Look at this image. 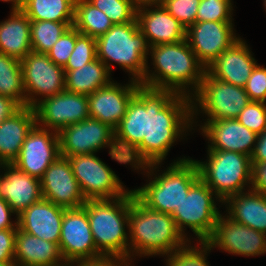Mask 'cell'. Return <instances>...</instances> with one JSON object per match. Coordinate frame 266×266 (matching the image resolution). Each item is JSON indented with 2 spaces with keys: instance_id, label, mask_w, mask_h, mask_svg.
I'll list each match as a JSON object with an SVG mask.
<instances>
[{
  "instance_id": "cell-1",
  "label": "cell",
  "mask_w": 266,
  "mask_h": 266,
  "mask_svg": "<svg viewBox=\"0 0 266 266\" xmlns=\"http://www.w3.org/2000/svg\"><path fill=\"white\" fill-rule=\"evenodd\" d=\"M191 120L190 97L140 85L114 129L118 154L135 169L149 167L152 176L177 137L193 124Z\"/></svg>"
},
{
  "instance_id": "cell-2",
  "label": "cell",
  "mask_w": 266,
  "mask_h": 266,
  "mask_svg": "<svg viewBox=\"0 0 266 266\" xmlns=\"http://www.w3.org/2000/svg\"><path fill=\"white\" fill-rule=\"evenodd\" d=\"M149 48L157 74L149 73L147 66L140 84L193 98L186 89L192 85V90H195L193 96L197 93L206 67L198 60L186 39L178 43L154 45Z\"/></svg>"
},
{
  "instance_id": "cell-3",
  "label": "cell",
  "mask_w": 266,
  "mask_h": 266,
  "mask_svg": "<svg viewBox=\"0 0 266 266\" xmlns=\"http://www.w3.org/2000/svg\"><path fill=\"white\" fill-rule=\"evenodd\" d=\"M129 232V246L132 245L129 259L131 251L139 256L169 255L189 241L179 232L170 214L147 208L133 190H130Z\"/></svg>"
},
{
  "instance_id": "cell-4",
  "label": "cell",
  "mask_w": 266,
  "mask_h": 266,
  "mask_svg": "<svg viewBox=\"0 0 266 266\" xmlns=\"http://www.w3.org/2000/svg\"><path fill=\"white\" fill-rule=\"evenodd\" d=\"M96 249L103 257L129 260V243L125 224L129 228L130 190L114 199L87 200L83 205Z\"/></svg>"
},
{
  "instance_id": "cell-5",
  "label": "cell",
  "mask_w": 266,
  "mask_h": 266,
  "mask_svg": "<svg viewBox=\"0 0 266 266\" xmlns=\"http://www.w3.org/2000/svg\"><path fill=\"white\" fill-rule=\"evenodd\" d=\"M97 58L109 70V61L121 65L131 73L132 80L141 82L147 69L149 45L140 31L137 19L125 24L113 25L104 35L96 39Z\"/></svg>"
},
{
  "instance_id": "cell-6",
  "label": "cell",
  "mask_w": 266,
  "mask_h": 266,
  "mask_svg": "<svg viewBox=\"0 0 266 266\" xmlns=\"http://www.w3.org/2000/svg\"><path fill=\"white\" fill-rule=\"evenodd\" d=\"M199 178L195 160L182 158L162 175H156L154 180L133 191L147 208L172 215Z\"/></svg>"
},
{
  "instance_id": "cell-7",
  "label": "cell",
  "mask_w": 266,
  "mask_h": 266,
  "mask_svg": "<svg viewBox=\"0 0 266 266\" xmlns=\"http://www.w3.org/2000/svg\"><path fill=\"white\" fill-rule=\"evenodd\" d=\"M208 161H196L200 179L223 202L230 195L243 192L251 184L250 156L234 151L207 150Z\"/></svg>"
},
{
  "instance_id": "cell-8",
  "label": "cell",
  "mask_w": 266,
  "mask_h": 266,
  "mask_svg": "<svg viewBox=\"0 0 266 266\" xmlns=\"http://www.w3.org/2000/svg\"><path fill=\"white\" fill-rule=\"evenodd\" d=\"M193 97L196 102L192 101V116L198 114L196 106L199 104V108L209 117L206 123L220 119H236L251 101L244 87L211 77L207 72Z\"/></svg>"
},
{
  "instance_id": "cell-9",
  "label": "cell",
  "mask_w": 266,
  "mask_h": 266,
  "mask_svg": "<svg viewBox=\"0 0 266 266\" xmlns=\"http://www.w3.org/2000/svg\"><path fill=\"white\" fill-rule=\"evenodd\" d=\"M214 194L199 178L190 187L187 196L171 215L177 229L185 238V226H188L195 233L199 242L206 241L212 234L220 215L212 197Z\"/></svg>"
},
{
  "instance_id": "cell-10",
  "label": "cell",
  "mask_w": 266,
  "mask_h": 266,
  "mask_svg": "<svg viewBox=\"0 0 266 266\" xmlns=\"http://www.w3.org/2000/svg\"><path fill=\"white\" fill-rule=\"evenodd\" d=\"M60 156L92 154L103 147L110 148L112 159L127 164L124 156L118 154L114 129L99 120L88 118L82 122L71 124L58 132Z\"/></svg>"
},
{
  "instance_id": "cell-11",
  "label": "cell",
  "mask_w": 266,
  "mask_h": 266,
  "mask_svg": "<svg viewBox=\"0 0 266 266\" xmlns=\"http://www.w3.org/2000/svg\"><path fill=\"white\" fill-rule=\"evenodd\" d=\"M72 172L87 200L114 199L125 196L118 176L94 153L67 157Z\"/></svg>"
},
{
  "instance_id": "cell-12",
  "label": "cell",
  "mask_w": 266,
  "mask_h": 266,
  "mask_svg": "<svg viewBox=\"0 0 266 266\" xmlns=\"http://www.w3.org/2000/svg\"><path fill=\"white\" fill-rule=\"evenodd\" d=\"M21 66L26 106L38 103L36 95L46 98L65 91L64 68L49 59L48 54L31 51L21 60Z\"/></svg>"
},
{
  "instance_id": "cell-13",
  "label": "cell",
  "mask_w": 266,
  "mask_h": 266,
  "mask_svg": "<svg viewBox=\"0 0 266 266\" xmlns=\"http://www.w3.org/2000/svg\"><path fill=\"white\" fill-rule=\"evenodd\" d=\"M59 249L66 264L74 262L97 260L103 256L96 249L86 209H65Z\"/></svg>"
},
{
  "instance_id": "cell-14",
  "label": "cell",
  "mask_w": 266,
  "mask_h": 266,
  "mask_svg": "<svg viewBox=\"0 0 266 266\" xmlns=\"http://www.w3.org/2000/svg\"><path fill=\"white\" fill-rule=\"evenodd\" d=\"M33 108L36 124L42 123L40 127L56 132L90 118L88 96L68 91L40 99Z\"/></svg>"
},
{
  "instance_id": "cell-15",
  "label": "cell",
  "mask_w": 266,
  "mask_h": 266,
  "mask_svg": "<svg viewBox=\"0 0 266 266\" xmlns=\"http://www.w3.org/2000/svg\"><path fill=\"white\" fill-rule=\"evenodd\" d=\"M35 124L27 134L13 164L30 176L41 179L46 169L60 156L58 132ZM54 132V133H53Z\"/></svg>"
},
{
  "instance_id": "cell-16",
  "label": "cell",
  "mask_w": 266,
  "mask_h": 266,
  "mask_svg": "<svg viewBox=\"0 0 266 266\" xmlns=\"http://www.w3.org/2000/svg\"><path fill=\"white\" fill-rule=\"evenodd\" d=\"M225 217V218H223ZM220 214L210 237L205 241L229 254L258 256L266 253V234ZM227 218V219H226Z\"/></svg>"
},
{
  "instance_id": "cell-17",
  "label": "cell",
  "mask_w": 266,
  "mask_h": 266,
  "mask_svg": "<svg viewBox=\"0 0 266 266\" xmlns=\"http://www.w3.org/2000/svg\"><path fill=\"white\" fill-rule=\"evenodd\" d=\"M232 21L195 22L186 28V41L198 60L207 68L239 39Z\"/></svg>"
},
{
  "instance_id": "cell-18",
  "label": "cell",
  "mask_w": 266,
  "mask_h": 266,
  "mask_svg": "<svg viewBox=\"0 0 266 266\" xmlns=\"http://www.w3.org/2000/svg\"><path fill=\"white\" fill-rule=\"evenodd\" d=\"M40 180L42 197L55 205L69 209L86 203L67 157L59 156Z\"/></svg>"
},
{
  "instance_id": "cell-19",
  "label": "cell",
  "mask_w": 266,
  "mask_h": 266,
  "mask_svg": "<svg viewBox=\"0 0 266 266\" xmlns=\"http://www.w3.org/2000/svg\"><path fill=\"white\" fill-rule=\"evenodd\" d=\"M126 85L121 86L111 82L88 95L90 118L99 120L115 129L124 117L130 100L141 84L132 80L130 84Z\"/></svg>"
},
{
  "instance_id": "cell-20",
  "label": "cell",
  "mask_w": 266,
  "mask_h": 266,
  "mask_svg": "<svg viewBox=\"0 0 266 266\" xmlns=\"http://www.w3.org/2000/svg\"><path fill=\"white\" fill-rule=\"evenodd\" d=\"M6 168L0 175V198L5 200L16 216L42 197L41 180L23 172L13 163H3Z\"/></svg>"
},
{
  "instance_id": "cell-21",
  "label": "cell",
  "mask_w": 266,
  "mask_h": 266,
  "mask_svg": "<svg viewBox=\"0 0 266 266\" xmlns=\"http://www.w3.org/2000/svg\"><path fill=\"white\" fill-rule=\"evenodd\" d=\"M201 130L211 143L208 150L234 151L250 157L258 136L237 119L208 121Z\"/></svg>"
},
{
  "instance_id": "cell-22",
  "label": "cell",
  "mask_w": 266,
  "mask_h": 266,
  "mask_svg": "<svg viewBox=\"0 0 266 266\" xmlns=\"http://www.w3.org/2000/svg\"><path fill=\"white\" fill-rule=\"evenodd\" d=\"M256 65L248 46L239 38L207 66L206 72L221 81L245 87Z\"/></svg>"
},
{
  "instance_id": "cell-23",
  "label": "cell",
  "mask_w": 266,
  "mask_h": 266,
  "mask_svg": "<svg viewBox=\"0 0 266 266\" xmlns=\"http://www.w3.org/2000/svg\"><path fill=\"white\" fill-rule=\"evenodd\" d=\"M65 209L42 198L17 216L18 228L35 237L59 245Z\"/></svg>"
},
{
  "instance_id": "cell-24",
  "label": "cell",
  "mask_w": 266,
  "mask_h": 266,
  "mask_svg": "<svg viewBox=\"0 0 266 266\" xmlns=\"http://www.w3.org/2000/svg\"><path fill=\"white\" fill-rule=\"evenodd\" d=\"M137 9L140 31L145 35L149 47L173 44L186 39V27L162 6ZM150 41V42H149Z\"/></svg>"
},
{
  "instance_id": "cell-25",
  "label": "cell",
  "mask_w": 266,
  "mask_h": 266,
  "mask_svg": "<svg viewBox=\"0 0 266 266\" xmlns=\"http://www.w3.org/2000/svg\"><path fill=\"white\" fill-rule=\"evenodd\" d=\"M63 261L58 244L17 229L15 266H66Z\"/></svg>"
},
{
  "instance_id": "cell-26",
  "label": "cell",
  "mask_w": 266,
  "mask_h": 266,
  "mask_svg": "<svg viewBox=\"0 0 266 266\" xmlns=\"http://www.w3.org/2000/svg\"><path fill=\"white\" fill-rule=\"evenodd\" d=\"M35 124V111L29 106H22L0 123V160L3 163H13L18 157L27 134Z\"/></svg>"
},
{
  "instance_id": "cell-27",
  "label": "cell",
  "mask_w": 266,
  "mask_h": 266,
  "mask_svg": "<svg viewBox=\"0 0 266 266\" xmlns=\"http://www.w3.org/2000/svg\"><path fill=\"white\" fill-rule=\"evenodd\" d=\"M222 203L229 204L230 219L266 234V195L248 190L230 195Z\"/></svg>"
},
{
  "instance_id": "cell-28",
  "label": "cell",
  "mask_w": 266,
  "mask_h": 266,
  "mask_svg": "<svg viewBox=\"0 0 266 266\" xmlns=\"http://www.w3.org/2000/svg\"><path fill=\"white\" fill-rule=\"evenodd\" d=\"M10 18L0 23V52L22 60L32 51L31 21L22 11H12Z\"/></svg>"
},
{
  "instance_id": "cell-29",
  "label": "cell",
  "mask_w": 266,
  "mask_h": 266,
  "mask_svg": "<svg viewBox=\"0 0 266 266\" xmlns=\"http://www.w3.org/2000/svg\"><path fill=\"white\" fill-rule=\"evenodd\" d=\"M65 91L91 95L99 88L109 85L110 70L98 58L78 69H64Z\"/></svg>"
},
{
  "instance_id": "cell-30",
  "label": "cell",
  "mask_w": 266,
  "mask_h": 266,
  "mask_svg": "<svg viewBox=\"0 0 266 266\" xmlns=\"http://www.w3.org/2000/svg\"><path fill=\"white\" fill-rule=\"evenodd\" d=\"M76 0H25L22 11L30 21L74 22Z\"/></svg>"
},
{
  "instance_id": "cell-31",
  "label": "cell",
  "mask_w": 266,
  "mask_h": 266,
  "mask_svg": "<svg viewBox=\"0 0 266 266\" xmlns=\"http://www.w3.org/2000/svg\"><path fill=\"white\" fill-rule=\"evenodd\" d=\"M73 26L81 34L97 39L104 35L113 23L104 12L88 0H76Z\"/></svg>"
},
{
  "instance_id": "cell-32",
  "label": "cell",
  "mask_w": 266,
  "mask_h": 266,
  "mask_svg": "<svg viewBox=\"0 0 266 266\" xmlns=\"http://www.w3.org/2000/svg\"><path fill=\"white\" fill-rule=\"evenodd\" d=\"M0 95L26 106L21 61L0 52Z\"/></svg>"
},
{
  "instance_id": "cell-33",
  "label": "cell",
  "mask_w": 266,
  "mask_h": 266,
  "mask_svg": "<svg viewBox=\"0 0 266 266\" xmlns=\"http://www.w3.org/2000/svg\"><path fill=\"white\" fill-rule=\"evenodd\" d=\"M73 22L31 21L32 51L47 54Z\"/></svg>"
},
{
  "instance_id": "cell-34",
  "label": "cell",
  "mask_w": 266,
  "mask_h": 266,
  "mask_svg": "<svg viewBox=\"0 0 266 266\" xmlns=\"http://www.w3.org/2000/svg\"><path fill=\"white\" fill-rule=\"evenodd\" d=\"M97 9L104 12L113 25L133 22L137 17V8L130 0H88Z\"/></svg>"
},
{
  "instance_id": "cell-35",
  "label": "cell",
  "mask_w": 266,
  "mask_h": 266,
  "mask_svg": "<svg viewBox=\"0 0 266 266\" xmlns=\"http://www.w3.org/2000/svg\"><path fill=\"white\" fill-rule=\"evenodd\" d=\"M97 58L96 39L76 29V44L64 69H78Z\"/></svg>"
},
{
  "instance_id": "cell-36",
  "label": "cell",
  "mask_w": 266,
  "mask_h": 266,
  "mask_svg": "<svg viewBox=\"0 0 266 266\" xmlns=\"http://www.w3.org/2000/svg\"><path fill=\"white\" fill-rule=\"evenodd\" d=\"M201 245V250L197 247H188L187 244L175 250L167 256V266H209L206 262L205 255H207V253H209L207 251H210L212 248L205 241H202Z\"/></svg>"
},
{
  "instance_id": "cell-37",
  "label": "cell",
  "mask_w": 266,
  "mask_h": 266,
  "mask_svg": "<svg viewBox=\"0 0 266 266\" xmlns=\"http://www.w3.org/2000/svg\"><path fill=\"white\" fill-rule=\"evenodd\" d=\"M231 0H200L196 22L232 21Z\"/></svg>"
},
{
  "instance_id": "cell-38",
  "label": "cell",
  "mask_w": 266,
  "mask_h": 266,
  "mask_svg": "<svg viewBox=\"0 0 266 266\" xmlns=\"http://www.w3.org/2000/svg\"><path fill=\"white\" fill-rule=\"evenodd\" d=\"M236 119L257 135L261 134L266 129V103L250 101Z\"/></svg>"
},
{
  "instance_id": "cell-39",
  "label": "cell",
  "mask_w": 266,
  "mask_h": 266,
  "mask_svg": "<svg viewBox=\"0 0 266 266\" xmlns=\"http://www.w3.org/2000/svg\"><path fill=\"white\" fill-rule=\"evenodd\" d=\"M200 0H164L163 6L186 28L196 22Z\"/></svg>"
},
{
  "instance_id": "cell-40",
  "label": "cell",
  "mask_w": 266,
  "mask_h": 266,
  "mask_svg": "<svg viewBox=\"0 0 266 266\" xmlns=\"http://www.w3.org/2000/svg\"><path fill=\"white\" fill-rule=\"evenodd\" d=\"M76 44V28L71 26L54 44L51 50L47 53L56 65L64 67Z\"/></svg>"
},
{
  "instance_id": "cell-41",
  "label": "cell",
  "mask_w": 266,
  "mask_h": 266,
  "mask_svg": "<svg viewBox=\"0 0 266 266\" xmlns=\"http://www.w3.org/2000/svg\"><path fill=\"white\" fill-rule=\"evenodd\" d=\"M244 88L251 101L266 103V68L256 65Z\"/></svg>"
},
{
  "instance_id": "cell-42",
  "label": "cell",
  "mask_w": 266,
  "mask_h": 266,
  "mask_svg": "<svg viewBox=\"0 0 266 266\" xmlns=\"http://www.w3.org/2000/svg\"><path fill=\"white\" fill-rule=\"evenodd\" d=\"M17 229L0 230V263H14Z\"/></svg>"
},
{
  "instance_id": "cell-43",
  "label": "cell",
  "mask_w": 266,
  "mask_h": 266,
  "mask_svg": "<svg viewBox=\"0 0 266 266\" xmlns=\"http://www.w3.org/2000/svg\"><path fill=\"white\" fill-rule=\"evenodd\" d=\"M251 184L254 192L262 193L266 195V162L263 163H251Z\"/></svg>"
},
{
  "instance_id": "cell-44",
  "label": "cell",
  "mask_w": 266,
  "mask_h": 266,
  "mask_svg": "<svg viewBox=\"0 0 266 266\" xmlns=\"http://www.w3.org/2000/svg\"><path fill=\"white\" fill-rule=\"evenodd\" d=\"M130 260L118 257H102L97 260L76 262L77 266H129Z\"/></svg>"
},
{
  "instance_id": "cell-45",
  "label": "cell",
  "mask_w": 266,
  "mask_h": 266,
  "mask_svg": "<svg viewBox=\"0 0 266 266\" xmlns=\"http://www.w3.org/2000/svg\"><path fill=\"white\" fill-rule=\"evenodd\" d=\"M251 163L266 162V129L258 134L253 153L251 155Z\"/></svg>"
},
{
  "instance_id": "cell-46",
  "label": "cell",
  "mask_w": 266,
  "mask_h": 266,
  "mask_svg": "<svg viewBox=\"0 0 266 266\" xmlns=\"http://www.w3.org/2000/svg\"><path fill=\"white\" fill-rule=\"evenodd\" d=\"M11 213L14 214L15 212L5 200L0 198V230L18 229V221L15 224L10 221Z\"/></svg>"
},
{
  "instance_id": "cell-47",
  "label": "cell",
  "mask_w": 266,
  "mask_h": 266,
  "mask_svg": "<svg viewBox=\"0 0 266 266\" xmlns=\"http://www.w3.org/2000/svg\"><path fill=\"white\" fill-rule=\"evenodd\" d=\"M20 108L21 106L14 99L0 95V123L9 118Z\"/></svg>"
},
{
  "instance_id": "cell-48",
  "label": "cell",
  "mask_w": 266,
  "mask_h": 266,
  "mask_svg": "<svg viewBox=\"0 0 266 266\" xmlns=\"http://www.w3.org/2000/svg\"><path fill=\"white\" fill-rule=\"evenodd\" d=\"M130 1L137 9L143 7H151L153 5L162 6L164 3V0H130Z\"/></svg>"
},
{
  "instance_id": "cell-49",
  "label": "cell",
  "mask_w": 266,
  "mask_h": 266,
  "mask_svg": "<svg viewBox=\"0 0 266 266\" xmlns=\"http://www.w3.org/2000/svg\"><path fill=\"white\" fill-rule=\"evenodd\" d=\"M1 1L12 2L13 6L11 11L22 10L25 2V0H1Z\"/></svg>"
},
{
  "instance_id": "cell-50",
  "label": "cell",
  "mask_w": 266,
  "mask_h": 266,
  "mask_svg": "<svg viewBox=\"0 0 266 266\" xmlns=\"http://www.w3.org/2000/svg\"><path fill=\"white\" fill-rule=\"evenodd\" d=\"M0 266H15L14 263H0Z\"/></svg>"
}]
</instances>
